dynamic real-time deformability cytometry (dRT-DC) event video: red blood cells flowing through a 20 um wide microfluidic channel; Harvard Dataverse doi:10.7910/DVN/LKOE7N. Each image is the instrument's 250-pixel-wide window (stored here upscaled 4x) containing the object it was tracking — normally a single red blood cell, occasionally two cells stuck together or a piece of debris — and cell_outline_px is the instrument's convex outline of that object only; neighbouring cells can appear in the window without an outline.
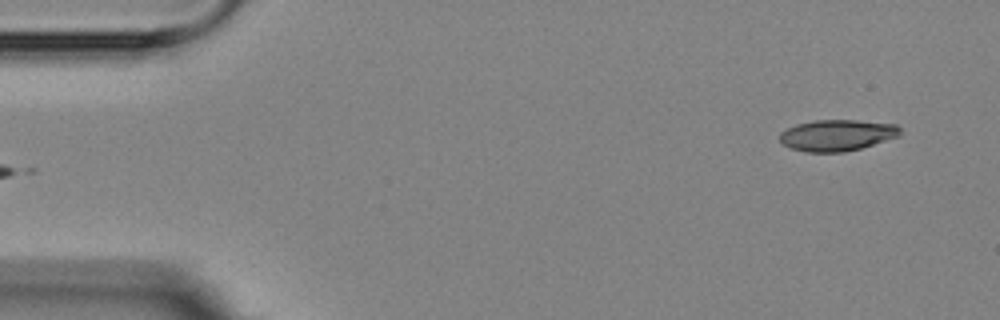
{"species": "Egyptian fruit bat (a non-hibernating species)", "species_latin": "Rousettus aegyptiacus", "temperature_condition": "room temperature", "stored_images_in_passage": 4, "camera_frame_rate_fps": 3000, "um_per_image_px": 0.085, "animal": {"sex": "female"}, "frame": {"image": 1, "passage_image": 4, "time_ms": 3.667, "image_size_px": [1000, 320], "cell_outline_px": [[900, 136], [860, 148], [844, 152], [804, 152], [792, 148], [784, 144], [780, 140], [780, 132], [796, 124], [816, 120], [856, 120], [896, 124], [900, 128]], "centroid_in_image_um": [71.16, 11.49], "position_along_channel_um": 13.8, "area_um2": 21.85}}